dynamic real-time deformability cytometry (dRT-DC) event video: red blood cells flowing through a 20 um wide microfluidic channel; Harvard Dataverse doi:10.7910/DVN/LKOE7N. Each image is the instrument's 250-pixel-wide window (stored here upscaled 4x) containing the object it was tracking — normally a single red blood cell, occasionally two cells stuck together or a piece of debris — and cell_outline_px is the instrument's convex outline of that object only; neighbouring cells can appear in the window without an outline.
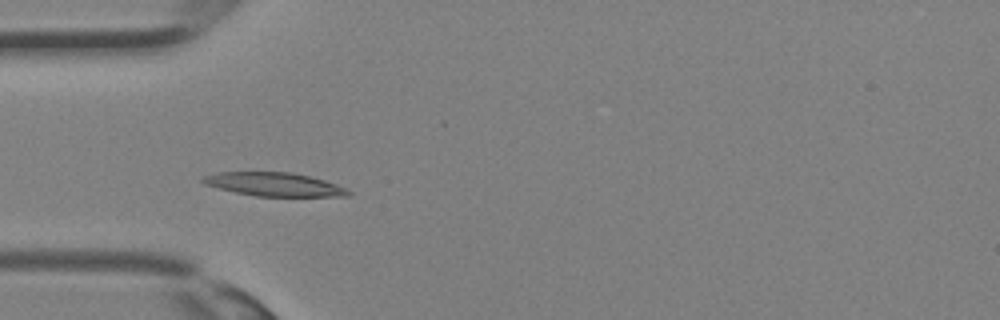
{"species": "Egyptian fruit bat (a non-hibernating species)", "species_latin": "Rousettus aegyptiacus", "temperature_condition": "room temperature", "stored_images_in_passage": 22, "camera_frame_rate_fps": 3000, "um_per_image_px": 0.085, "animal": {"sex": "female"}, "frame": {"image": 1, "passage_image": 5, "time_ms": 1.333, "image_size_px": [1000, 320], "cell_outline_px": [[352, 192], [348, 196], [256, 196], [236, 192], [204, 184], [200, 180], [204, 176], [216, 172], [292, 172], [324, 180], [336, 184]], "centroid_in_image_um": [23.29, 15.66], "position_along_channel_um": 61.7, "area_um2": 19.77}}
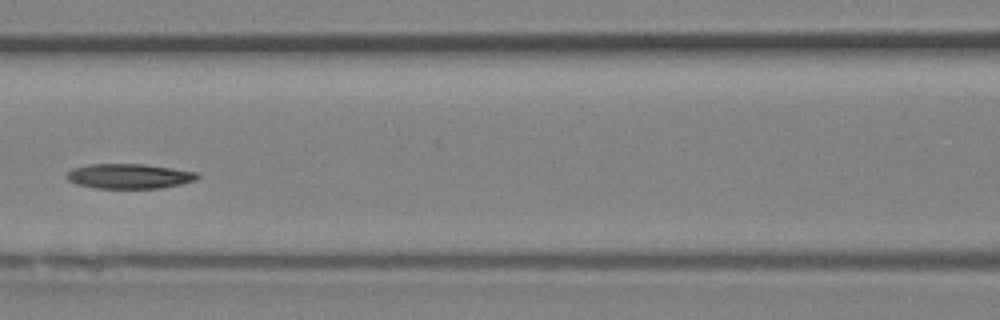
{"frame": {"image": 2, "passage_image": 10, "time_ms": 3.0, "image_size_px": [1000, 320], "cell_outline_px": [[200, 176], [196, 180], [180, 184], [160, 188], [96, 188], [76, 184], [68, 180], [64, 176], [72, 168], [88, 164], [144, 164], [172, 168], [196, 172]], "centroid_in_image_um": [10.95, 14.97], "position_along_channel_um": 155.7, "area_um2": 18.96}}
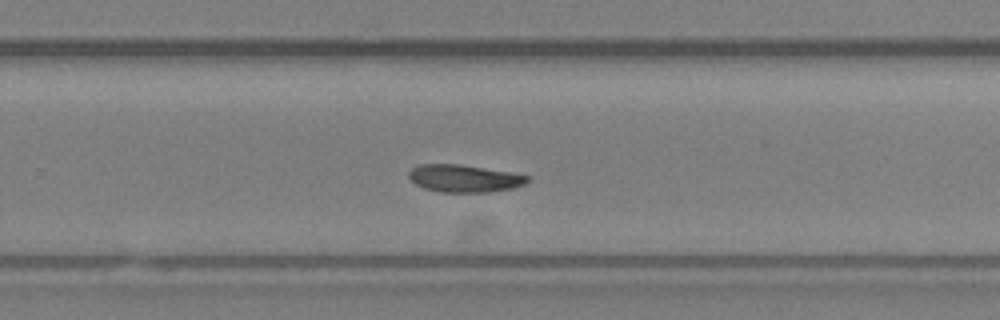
{"frame": {"image": 3, "passage_image": 17, "time_ms": 5.333, "image_size_px": [1000, 320], "cell_outline_px": [[528, 180], [524, 184], [512, 188], [488, 192], [440, 192], [424, 188], [416, 184], [408, 176], [408, 172], [412, 168], [420, 164], [456, 164], [512, 172], [528, 176]], "centroid_in_image_um": [39.44, 15.16], "position_along_channel_um": 290.4, "area_um2": 18.79}}